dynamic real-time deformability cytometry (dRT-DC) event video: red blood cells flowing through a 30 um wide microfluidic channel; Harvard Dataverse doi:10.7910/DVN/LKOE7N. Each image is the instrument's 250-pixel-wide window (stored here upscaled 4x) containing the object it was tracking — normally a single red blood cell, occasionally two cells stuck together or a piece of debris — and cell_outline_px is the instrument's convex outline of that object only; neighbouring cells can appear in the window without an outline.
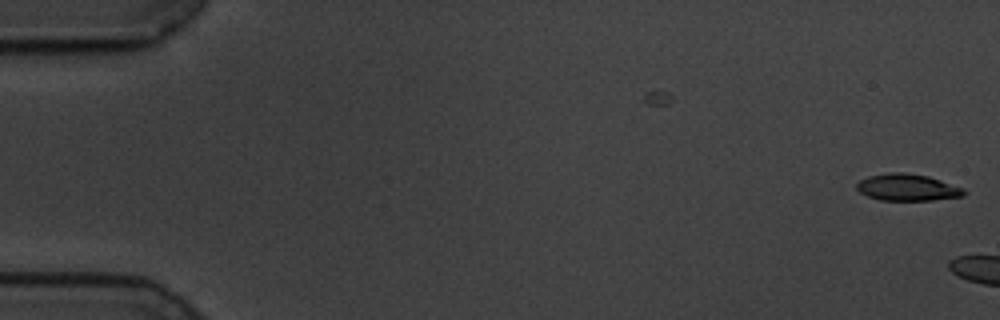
{"species": "common noctule bat (a hibernating species)", "species_latin": "Nyctalus noctula", "temperature_condition": "cold", "stored_images_in_passage": 3, "camera_frame_rate_fps": 3000, "um_per_image_px": 0.085, "animal": {"sex": "male", "body_mass_g": 19.5, "forearm_length_mm": 54.6}, "frame": {"image": 1, "passage_image": 3, "time_ms": 0.667, "image_size_px": [1000, 320], "cell_outline_px": [[968, 192], [964, 196], [932, 200], [880, 200], [868, 196], [860, 192], [856, 188], [856, 184], [860, 180], [868, 176], [888, 172], [904, 172], [928, 176], [964, 188]], "centroid_in_image_um": [77.14, 15.92], "position_along_channel_um": 7.9, "area_um2": 16.82}}